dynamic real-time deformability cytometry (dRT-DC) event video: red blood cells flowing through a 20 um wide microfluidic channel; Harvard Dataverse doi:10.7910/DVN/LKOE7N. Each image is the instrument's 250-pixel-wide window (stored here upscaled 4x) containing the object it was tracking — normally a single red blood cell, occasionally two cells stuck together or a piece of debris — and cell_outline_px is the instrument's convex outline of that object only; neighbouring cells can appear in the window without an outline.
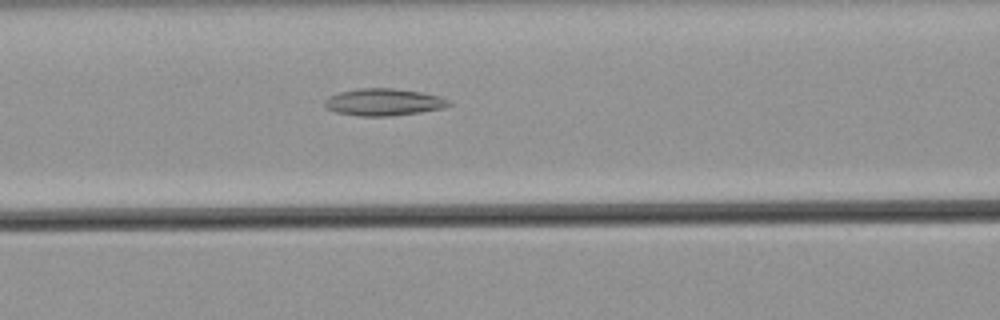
{"species": "common noctule bat (a hibernating species)", "species_latin": "Nyctalus noctula", "temperature_condition": "warm", "stored_images_in_passage": 35, "camera_frame_rate_fps": 3000, "um_per_image_px": 0.085, "animal": {"sex": "male", "body_mass_g": 21.5, "forearm_length_mm": 52.0}, "frame": {"image": 1, "passage_image": 10, "time_ms": 3.0, "image_size_px": [1000, 320], "cell_outline_px": [[452, 104], [440, 108], [420, 112], [392, 116], [360, 116], [336, 112], [324, 108], [324, 100], [328, 96], [340, 92], [360, 88], [392, 88], [420, 92], [440, 96], [448, 100]], "centroid_in_image_um": [32.56, 8.68], "position_along_channel_um": 134.0, "area_um2": 19.54}}
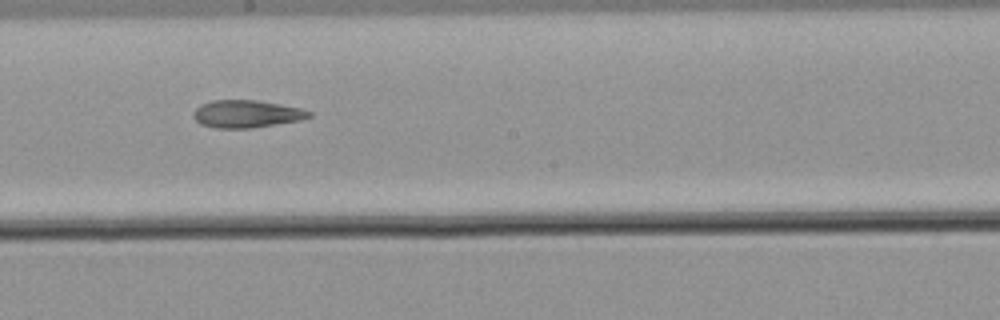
{"frame": {"image": 2, "passage_image": 17, "time_ms": 5.333, "image_size_px": [1000, 320], "cell_outline_px": [[312, 116], [300, 120], [252, 128], [216, 128], [200, 124], [192, 116], [192, 112], [200, 104], [212, 100], [256, 100], [280, 104], [300, 108], [312, 112]], "centroid_in_image_um": [20.93, 9.68], "position_along_channel_um": 227.3, "area_um2": 18.61}}
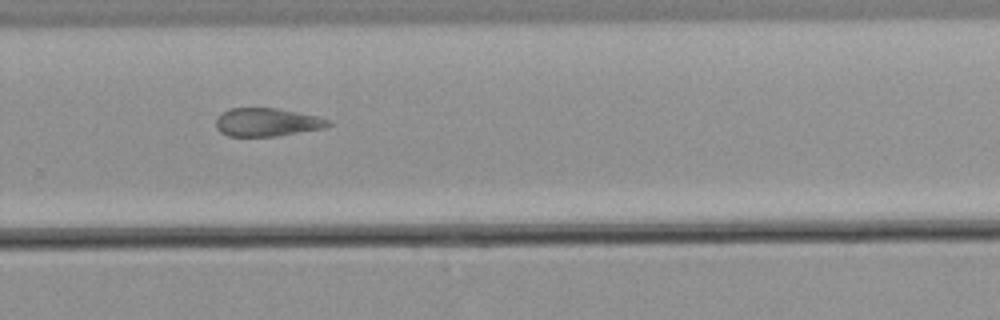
{"frame": {"image": 3, "passage_image": 23, "time_ms": 7.333, "image_size_px": [1000, 320], "cell_outline_px": [[332, 124], [320, 128], [276, 136], [228, 136], [220, 132], [216, 128], [216, 116], [220, 112], [228, 108], [276, 108], [316, 116], [332, 120]], "centroid_in_image_um": [22.62, 10.38], "position_along_channel_um": 307.2, "area_um2": 18.44}}